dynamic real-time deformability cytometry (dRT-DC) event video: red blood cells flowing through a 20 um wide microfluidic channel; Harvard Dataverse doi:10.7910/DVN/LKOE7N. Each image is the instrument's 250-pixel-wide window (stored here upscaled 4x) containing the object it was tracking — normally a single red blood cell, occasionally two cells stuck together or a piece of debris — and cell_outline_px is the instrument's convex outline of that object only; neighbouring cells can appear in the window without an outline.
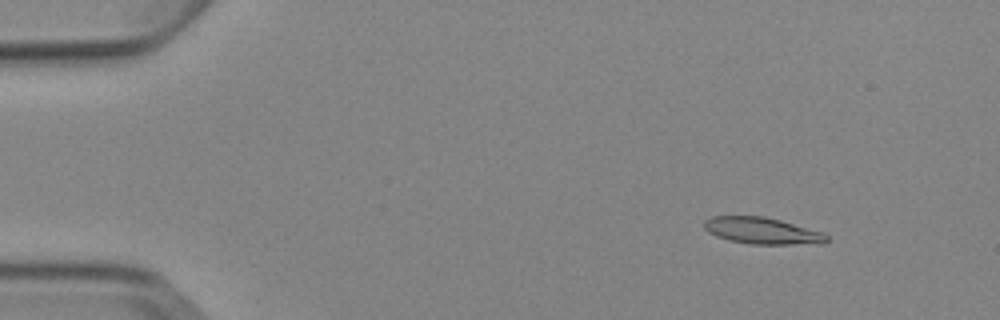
{"species": "Egyptian fruit bat (a non-hibernating species)", "species_latin": "Rousettus aegyptiacus", "temperature_condition": "cold", "stored_images_in_passage": 5, "camera_frame_rate_fps": 3000, "um_per_image_px": 0.085, "animal": {"sex": "female"}, "frame": {"image": 1, "passage_image": 2, "time_ms": 1.333, "image_size_px": [1000, 320], "cell_outline_px": [[828, 240], [824, 244], [752, 244], [728, 240], [716, 236], [708, 232], [704, 228], [704, 220], [712, 216], [764, 216], [780, 220], [824, 232], [828, 236]], "centroid_in_image_um": [64.8, 19.62], "position_along_channel_um": 20.2, "area_um2": 19.13}}
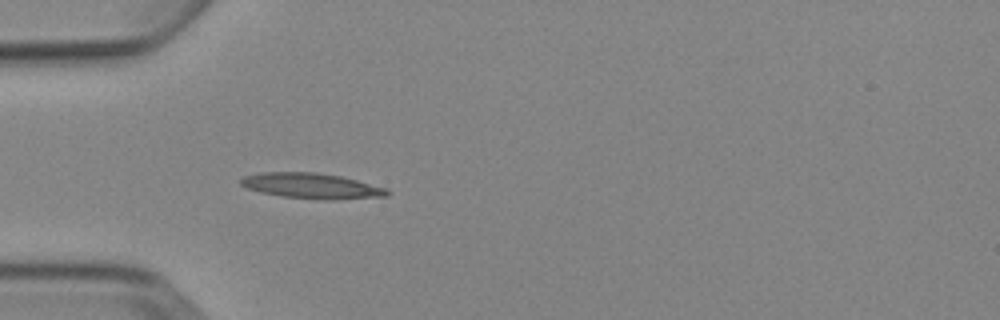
{"frame": {"image": 2, "passage_image": 5, "time_ms": 4.667, "image_size_px": [1000, 320], "cell_outline_px": [[392, 192], [388, 196], [332, 200], [320, 200], [280, 196], [260, 192], [248, 188], [240, 184], [240, 180], [244, 176], [260, 172], [316, 172], [340, 176], [388, 188]], "centroid_in_image_um": [26.52, 15.8], "position_along_channel_um": 58.5, "area_um2": 21.91}}